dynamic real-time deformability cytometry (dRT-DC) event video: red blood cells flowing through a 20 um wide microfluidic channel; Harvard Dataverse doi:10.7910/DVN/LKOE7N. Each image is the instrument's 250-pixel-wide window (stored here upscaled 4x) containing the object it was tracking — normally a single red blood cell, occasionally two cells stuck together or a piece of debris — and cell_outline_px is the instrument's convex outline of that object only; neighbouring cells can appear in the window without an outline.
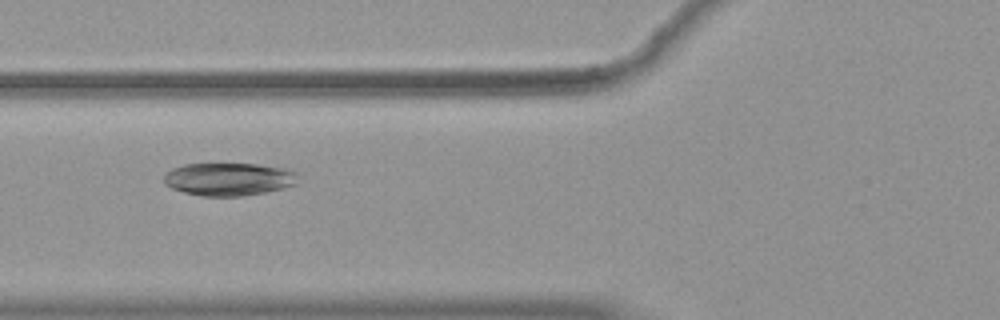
{"species": "common noctule bat (a hibernating species)", "species_latin": "Nyctalus noctula", "temperature_condition": "warm", "stored_images_in_passage": 55, "camera_frame_rate_fps": 3000, "um_per_image_px": 0.085, "animal": {"sex": "female", "body_mass_g": 19.9}, "frame": {"image": 1, "passage_image": 22, "time_ms": 7.0, "image_size_px": [1000, 320], "cell_outline_px": [[296, 184], [284, 188], [264, 192], [240, 196], [200, 196], [184, 192], [172, 188], [164, 184], [164, 176], [172, 168], [184, 164], [256, 164], [292, 168], [296, 172]], "centroid_in_image_um": [19.46, 15.22], "position_along_channel_um": 106.3, "area_um2": 25.78}}
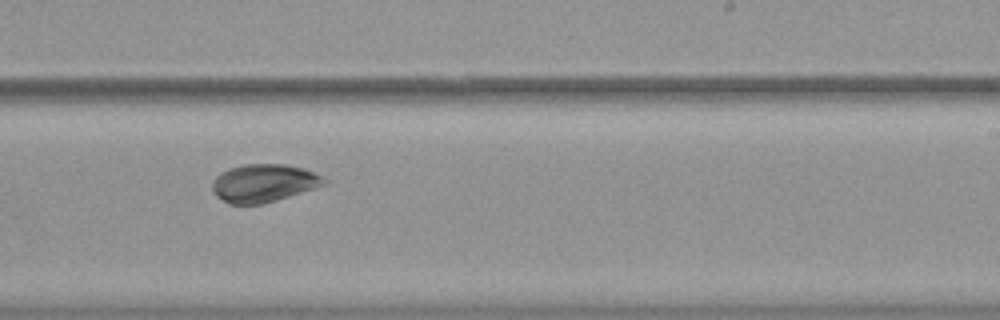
{"frame": {"image": 2, "passage_image": 35, "time_ms": 11.333, "image_size_px": [1000, 320], "cell_outline_px": [[328, 184], [264, 204], [228, 204], [216, 196], [212, 192], [212, 184], [216, 176], [220, 172], [228, 168], [244, 164], [284, 164], [304, 168], [324, 176], [328, 180]], "centroid_in_image_um": [22.43, 15.56], "position_along_channel_um": 266.6, "area_um2": 25.09}}
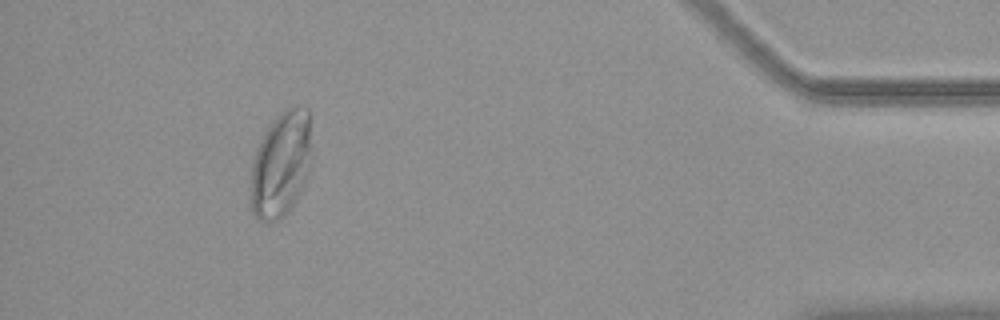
{"frame": {"image": 3, "passage_image": 51, "time_ms": 16.667, "image_size_px": [1000, 320], "cell_outline_px": [[308, 148], [304, 184], [288, 212], [280, 220], [268, 224], [256, 220], [248, 208], [248, 196], [252, 160], [256, 148], [264, 132], [272, 120], [284, 108], [308, 108]], "centroid_in_image_um": [23.73, 14.1], "position_along_channel_um": 411.5, "area_um2": 37.45}, "authors_computed_cell_mechanics": {"area_um2": 29.5936, "velocity_mm_per_s": 3.7066, "shape_relaxation_time_tau1_ms": 8.5655, "shape_relaxation_time_tau2_ms": 2.6955, "deformation_change_tau1": 0.2361, "deformation_change_tau2": 0.0486}}